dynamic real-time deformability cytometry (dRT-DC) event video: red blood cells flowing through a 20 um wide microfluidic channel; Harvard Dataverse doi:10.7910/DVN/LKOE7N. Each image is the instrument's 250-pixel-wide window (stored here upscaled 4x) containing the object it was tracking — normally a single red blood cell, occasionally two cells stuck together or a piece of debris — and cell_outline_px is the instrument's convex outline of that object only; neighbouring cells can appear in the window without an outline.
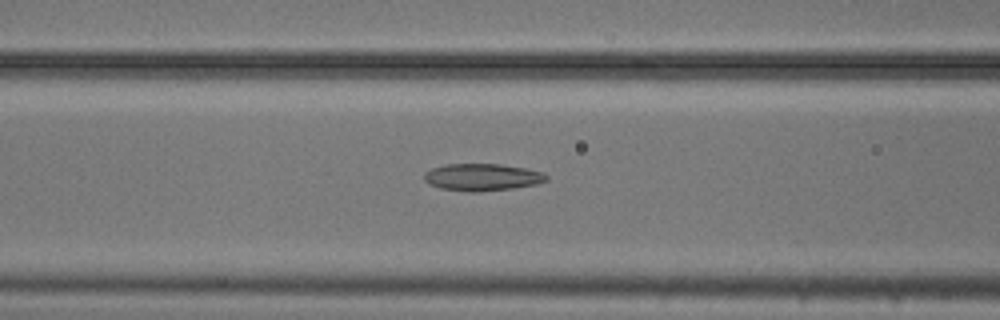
{"species": "common noctule bat (a hibernating species)", "species_latin": "Nyctalus noctula", "temperature_condition": "cold", "stored_images_in_passage": 54, "camera_frame_rate_fps": 3000, "um_per_image_px": 0.085, "animal": {"sex": "male", "body_mass_g": 20.5, "forearm_length_mm": 52.5}, "frame": {"image": 1, "passage_image": 22, "time_ms": 7.0, "image_size_px": [1000, 320], "cell_outline_px": [[548, 180], [536, 184], [512, 188], [476, 192], [468, 192], [440, 188], [428, 184], [424, 180], [424, 172], [432, 168], [444, 164], [500, 164], [524, 168], [544, 172], [548, 176]], "centroid_in_image_um": [40.96, 15.06], "position_along_channel_um": 125.6, "area_um2": 19.42}}
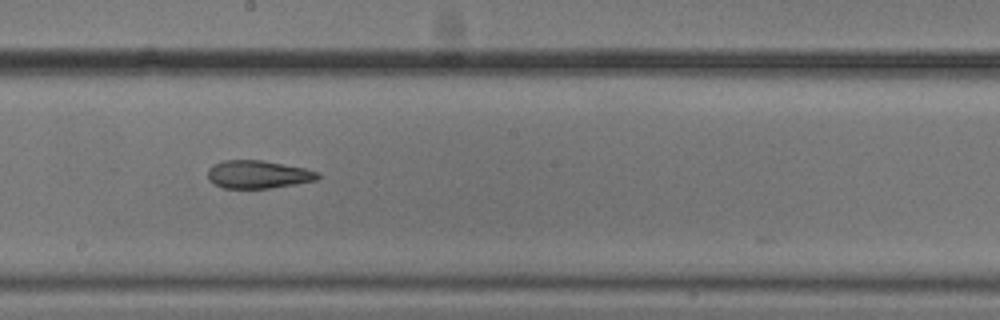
{"frame": {"image": 2, "passage_image": 30, "time_ms": 9.667, "image_size_px": [1000, 320], "cell_outline_px": [[320, 176], [316, 180], [268, 188], [224, 188], [208, 180], [208, 168], [212, 164], [220, 160], [264, 160], [304, 168], [320, 172]], "centroid_in_image_um": [21.9, 14.81], "position_along_channel_um": 226.3, "area_um2": 17.92}}
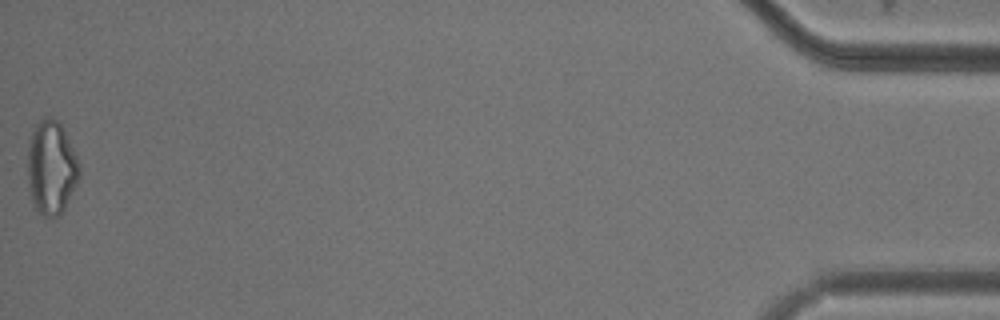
{"frame": {"image": 3, "passage_image": 54, "time_ms": 17.667, "image_size_px": [1000, 320], "cell_outline_px": [[80, 176], [60, 216], [44, 216], [36, 208], [32, 200], [28, 184], [28, 144], [32, 132], [36, 124], [44, 116], [48, 116], [56, 120], [64, 128], [80, 164]], "centroid_in_image_um": [4.37, 14.21], "position_along_channel_um": 430.8, "area_um2": 28.15}, "authors_computed_cell_mechanics": {"area_um2": 21.7039, "velocity_mm_per_s": 3.7734, "shape_relaxation_time_tau1_ms": null, "shape_relaxation_time_tau2_ms": 4.7074, "deformation_change_tau1": null, "deformation_change_tau2": 0.1404}}